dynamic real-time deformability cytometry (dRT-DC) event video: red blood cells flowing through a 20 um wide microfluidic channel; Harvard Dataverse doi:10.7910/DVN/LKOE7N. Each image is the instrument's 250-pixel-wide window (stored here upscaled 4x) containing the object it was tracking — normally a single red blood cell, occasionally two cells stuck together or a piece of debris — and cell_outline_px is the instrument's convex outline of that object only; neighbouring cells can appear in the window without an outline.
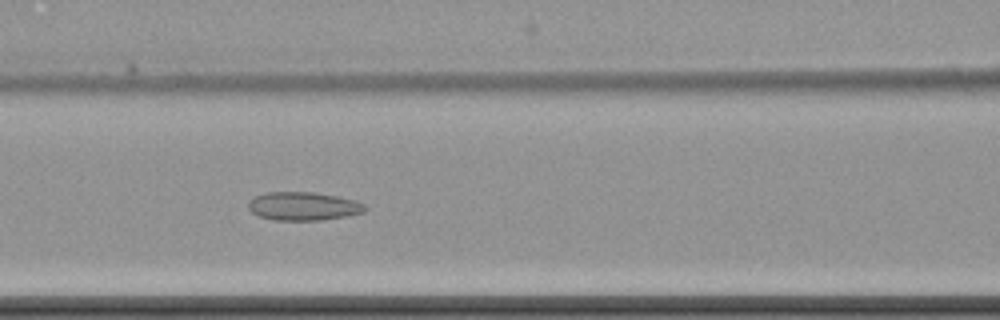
{"species": "common noctule bat (a hibernating species)", "species_latin": "Nyctalus noctula", "temperature_condition": "cold", "stored_images_in_passage": 7, "camera_frame_rate_fps": 3000, "um_per_image_px": 0.085, "animal": {"sex": "female", "body_mass_g": 22.7, "forearm_length_mm": 54.2}, "frame": {"image": 1, "passage_image": 7, "time_ms": 8.0, "image_size_px": [1000, 320], "cell_outline_px": [[368, 208], [364, 212], [348, 216], [324, 220], [272, 220], [260, 216], [252, 212], [248, 208], [248, 204], [256, 196], [264, 192], [312, 192], [336, 196], [352, 200], [364, 204]], "centroid_in_image_um": [25.8, 17.53], "position_along_channel_um": 140.8, "area_um2": 19.25}}